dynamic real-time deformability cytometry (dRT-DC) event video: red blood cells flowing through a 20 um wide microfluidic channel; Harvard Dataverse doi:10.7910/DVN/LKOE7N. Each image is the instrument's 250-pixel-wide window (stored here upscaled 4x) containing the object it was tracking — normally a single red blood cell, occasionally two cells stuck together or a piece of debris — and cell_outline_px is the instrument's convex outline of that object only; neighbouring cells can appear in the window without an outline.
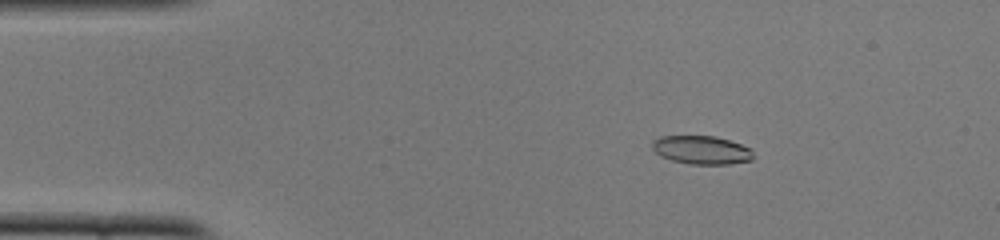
{"species": "common noctule bat (a hibernating species)", "species_latin": "Nyctalus noctula", "temperature_condition": "cold", "stored_images_in_passage": 51, "camera_frame_rate_fps": 3000, "um_per_image_px": 0.085, "animal": {"sex": "female", "body_mass_g": 22.0, "forearm_length_mm": 56.7}, "frame": {"image": 1, "passage_image": 8, "time_ms": 2.333, "image_size_px": [1000, 240], "cell_outline_px": [[752, 160], [732, 164], [688, 164], [672, 160], [660, 156], [652, 148], [652, 140], [660, 136], [716, 136], [752, 148]], "centroid_in_image_um": [59.62, 12.75], "position_along_channel_um": 25.4, "area_um2": 16.82}}
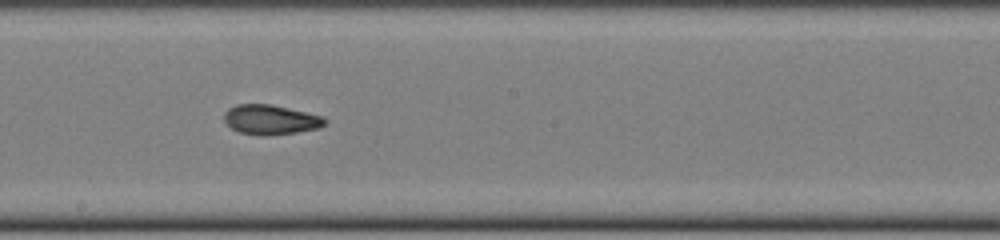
{"frame": {"image": 2, "passage_image": 28, "time_ms": 9.0, "image_size_px": [1000, 240], "cell_outline_px": [[328, 120], [320, 128], [296, 132], [264, 136], [260, 136], [240, 132], [232, 128], [224, 120], [224, 112], [228, 108], [236, 104], [272, 104], [324, 116]], "centroid_in_image_um": [23.02, 10.16], "position_along_channel_um": 225.2, "area_um2": 17.57}}
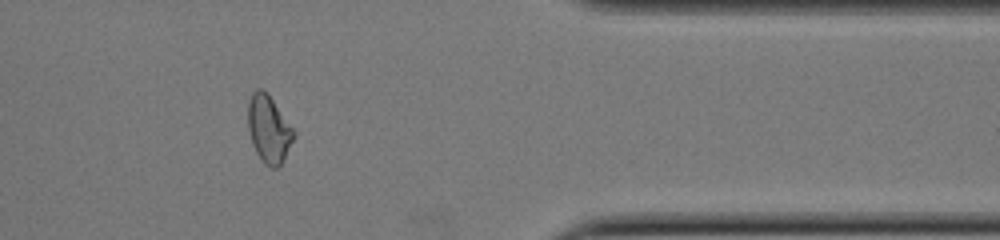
{"frame": {"image": 3, "passage_image": 42, "time_ms": 13.667, "image_size_px": [1000, 240], "cell_outline_px": [[296, 136], [284, 160], [276, 168], [272, 168], [264, 164], [256, 152], [252, 144], [248, 128], [248, 100], [252, 92], [256, 88], [260, 88], [272, 100], [296, 132]], "centroid_in_image_um": [22.85, 11.0], "position_along_channel_um": 388.6, "area_um2": 17.92}, "authors_computed_cell_mechanics": {"area_um2": 17.34, "velocity_mm_per_s": 3.9251, "shape_relaxation_time_tau1_ms": 7.8764, "shape_relaxation_time_tau2_ms": 1.5632, "deformation_change_tau1": 0.2111, "deformation_change_tau2": 0.0737}}